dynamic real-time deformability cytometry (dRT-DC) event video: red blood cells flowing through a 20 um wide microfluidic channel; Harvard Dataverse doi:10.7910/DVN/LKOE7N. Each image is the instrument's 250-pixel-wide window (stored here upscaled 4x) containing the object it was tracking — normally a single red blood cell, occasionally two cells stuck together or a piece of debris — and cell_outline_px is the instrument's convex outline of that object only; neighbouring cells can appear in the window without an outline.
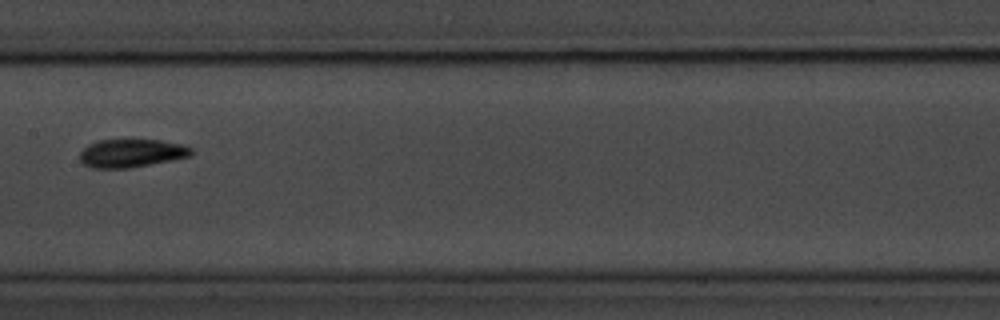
{"species": "common noctule bat (a hibernating species)", "species_latin": "Nyctalus noctula", "temperature_condition": "room temperature", "stored_images_in_passage": 11, "camera_frame_rate_fps": 3000, "um_per_image_px": 0.085, "animal": {"sex": "male", "body_mass_g": 20.1, "forearm_length_mm": 53.5}, "frame": {"image": 1, "passage_image": 4, "time_ms": 3.333, "image_size_px": [1000, 320], "cell_outline_px": [[192, 152], [188, 156], [172, 160], [128, 168], [92, 168], [84, 164], [80, 160], [80, 152], [88, 144], [96, 140], [160, 140], [180, 144], [192, 148]], "centroid_in_image_um": [11.12, 13.02], "position_along_channel_um": 196.3, "area_um2": 18.15}}
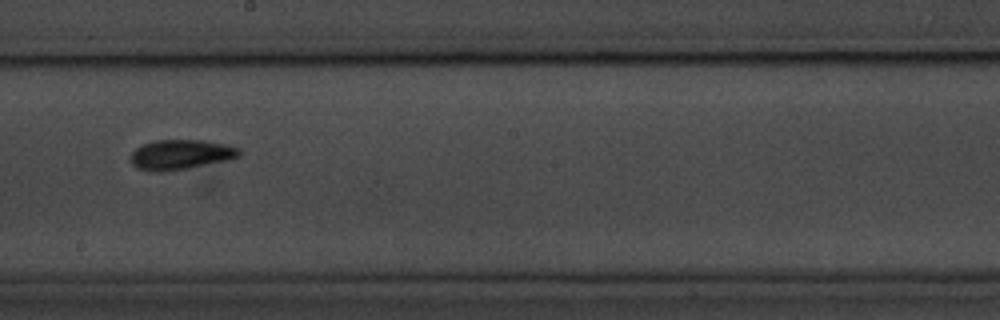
{"frame": {"image": 2, "passage_image": 5, "time_ms": 4.333, "image_size_px": [1000, 320], "cell_outline_px": [[240, 156], [228, 160], [188, 168], [152, 172], [136, 168], [128, 160], [128, 156], [136, 148], [152, 140], [204, 140], [228, 144], [240, 148]], "centroid_in_image_um": [15.34, 13.13], "position_along_channel_um": 232.9, "area_um2": 19.13}}